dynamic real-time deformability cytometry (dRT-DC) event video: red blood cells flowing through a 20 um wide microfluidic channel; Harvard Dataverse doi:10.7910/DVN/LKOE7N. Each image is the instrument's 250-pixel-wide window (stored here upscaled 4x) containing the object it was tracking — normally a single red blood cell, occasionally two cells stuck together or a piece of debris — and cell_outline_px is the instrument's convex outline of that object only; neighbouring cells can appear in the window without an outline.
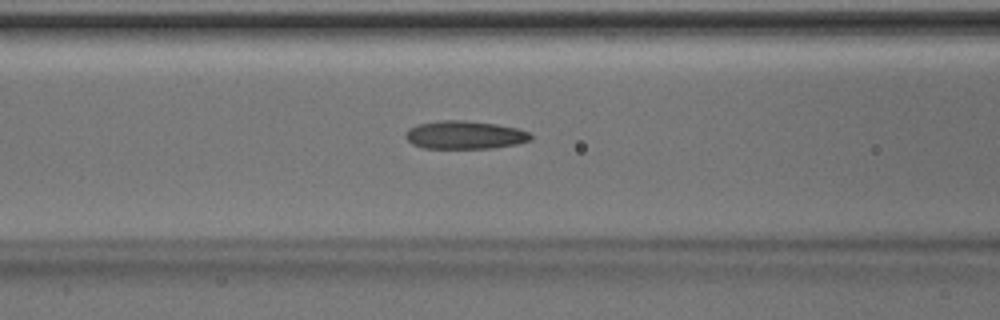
{"species": "Egyptian fruit bat (a non-hibernating species)", "species_latin": "Rousettus aegyptiacus", "temperature_condition": "room temperature", "stored_images_in_passage": 44, "camera_frame_rate_fps": 3000, "um_per_image_px": 0.085, "animal": {"sex": "male"}, "frame": {"image": 1, "passage_image": 20, "time_ms": 6.333, "image_size_px": [1000, 320], "cell_outline_px": [[532, 140], [516, 144], [492, 148], [424, 148], [412, 144], [404, 136], [404, 132], [408, 128], [416, 124], [440, 120], [464, 120], [496, 124], [516, 128], [528, 132], [532, 136]], "centroid_in_image_um": [39.46, 11.46], "position_along_channel_um": 127.1, "area_um2": 20.63}}
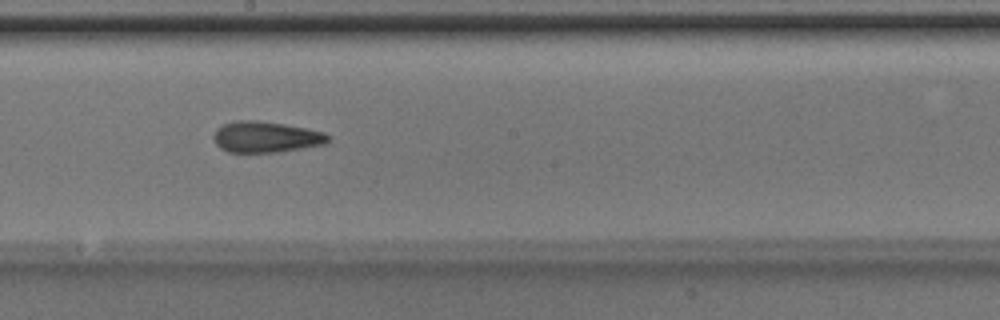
{"frame": {"image": 2, "passage_image": 27, "time_ms": 8.667, "image_size_px": [1000, 320], "cell_outline_px": [[332, 136], [324, 144], [280, 152], [228, 152], [220, 148], [216, 144], [212, 136], [216, 128], [224, 124], [236, 120], [256, 120], [284, 124], [308, 128], [324, 132]], "centroid_in_image_um": [22.59, 11.64], "position_along_channel_um": 225.6, "area_um2": 20.87}}
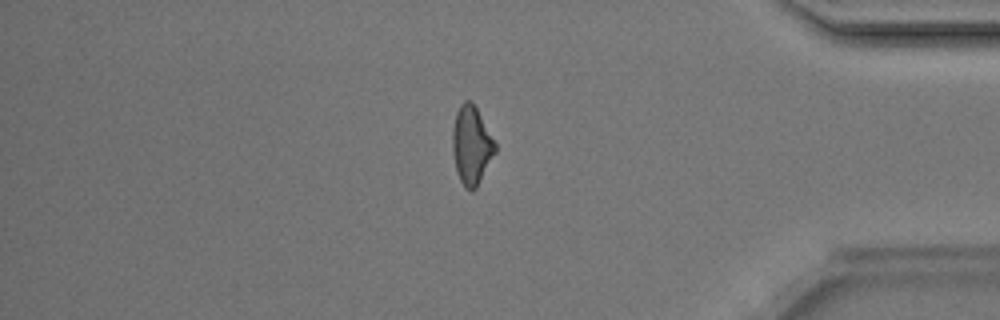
{"frame": {"image": 3, "passage_image": 41, "time_ms": 13.333, "image_size_px": [1000, 320], "cell_outline_px": [[496, 152], [476, 188], [472, 192], [464, 188], [456, 172], [452, 152], [452, 132], [456, 112], [460, 104], [464, 100], [472, 100], [496, 144]], "centroid_in_image_um": [40.06, 12.36], "position_along_channel_um": 395.1, "area_um2": 19.59}}